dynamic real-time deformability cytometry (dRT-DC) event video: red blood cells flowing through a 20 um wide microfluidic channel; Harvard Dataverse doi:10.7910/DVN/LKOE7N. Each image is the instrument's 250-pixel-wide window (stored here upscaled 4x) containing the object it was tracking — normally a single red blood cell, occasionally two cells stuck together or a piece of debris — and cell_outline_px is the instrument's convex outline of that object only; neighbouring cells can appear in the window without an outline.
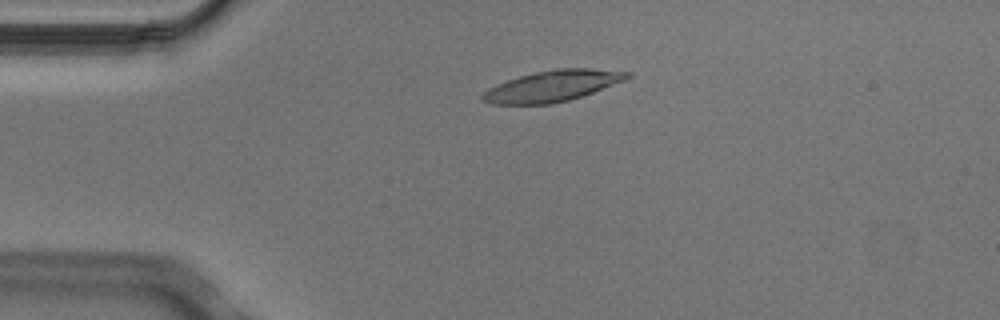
{"species": "Egyptian fruit bat (a non-hibernating species)", "species_latin": "Rousettus aegyptiacus", "temperature_condition": "cold", "stored_images_in_passage": 4, "camera_frame_rate_fps": 3000, "um_per_image_px": 0.085, "animal": {"sex": "male"}, "frame": {"image": 1, "passage_image": 3, "time_ms": 0.667, "image_size_px": [1000, 320], "cell_outline_px": [[632, 76], [628, 80], [568, 100], [552, 104], [492, 104], [480, 100], [480, 96], [488, 88], [508, 80], [520, 76], [536, 72], [556, 68], [592, 68], [632, 72]], "centroid_in_image_um": [46.99, 7.3], "position_along_channel_um": 38.0, "area_um2": 26.18}}